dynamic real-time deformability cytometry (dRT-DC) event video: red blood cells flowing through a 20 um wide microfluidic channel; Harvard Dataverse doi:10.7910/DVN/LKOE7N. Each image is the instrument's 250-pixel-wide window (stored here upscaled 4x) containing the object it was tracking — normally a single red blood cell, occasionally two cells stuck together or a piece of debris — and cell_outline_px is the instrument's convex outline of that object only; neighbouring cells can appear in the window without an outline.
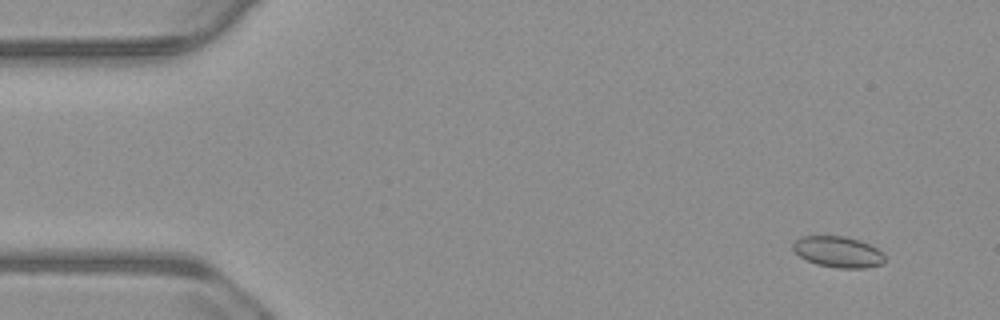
{"species": "common noctule bat (a hibernating species)", "species_latin": "Nyctalus noctula", "temperature_condition": "warm", "stored_images_in_passage": 57, "camera_frame_rate_fps": 3000, "um_per_image_px": 0.085, "animal": {"sex": "male", "body_mass_g": 23.1, "forearm_length_mm": 52.7}, "frame": {"image": 1, "passage_image": 5, "time_ms": 1.333, "image_size_px": [1000, 320], "cell_outline_px": [[884, 264], [864, 268], [836, 268], [816, 264], [800, 256], [792, 248], [792, 244], [800, 236], [844, 236], [860, 240], [876, 248], [884, 256]], "centroid_in_image_um": [71.23, 21.41], "position_along_channel_um": 13.8, "area_um2": 16.53}}
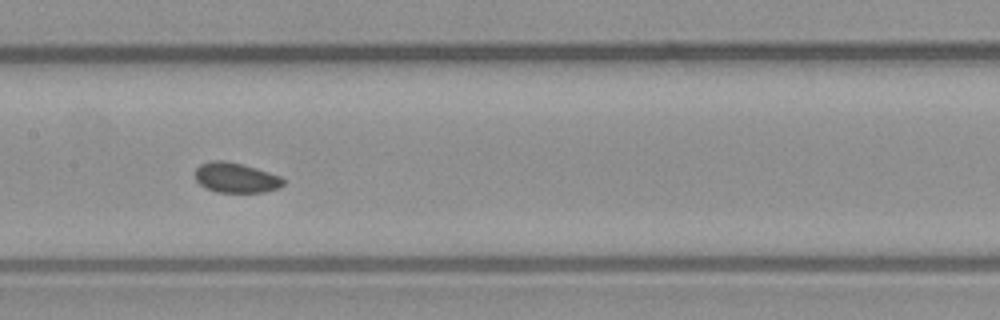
{"frame": {"image": 2, "passage_image": 28, "time_ms": 9.0, "image_size_px": [1000, 320], "cell_outline_px": [[284, 184], [280, 188], [264, 192], [216, 192], [200, 184], [196, 180], [196, 168], [200, 164], [212, 160], [224, 160], [256, 168], [280, 176], [284, 180]], "centroid_in_image_um": [20.06, 15.1], "position_along_channel_um": 187.3, "area_um2": 15.32}}
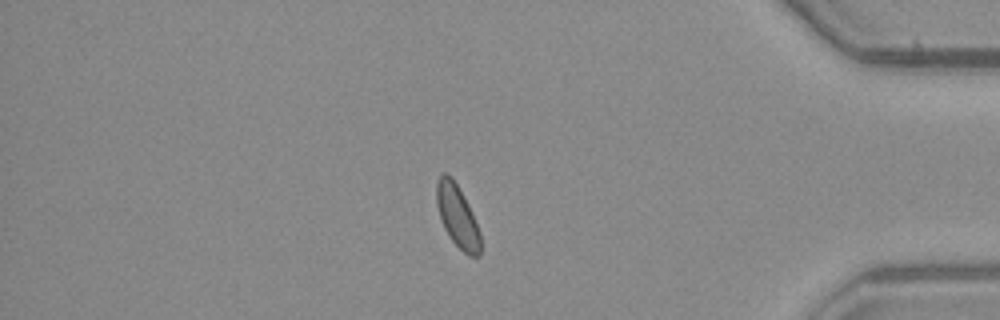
{"frame": {"image": 3, "passage_image": 48, "time_ms": 15.667, "image_size_px": [1000, 320], "cell_outline_px": [[480, 256], [468, 256], [448, 236], [440, 220], [436, 204], [436, 184], [440, 176], [444, 172], [452, 176], [472, 212], [480, 232]], "centroid_in_image_um": [38.86, 18.37], "position_along_channel_um": 396.3, "area_um2": 15.9}}